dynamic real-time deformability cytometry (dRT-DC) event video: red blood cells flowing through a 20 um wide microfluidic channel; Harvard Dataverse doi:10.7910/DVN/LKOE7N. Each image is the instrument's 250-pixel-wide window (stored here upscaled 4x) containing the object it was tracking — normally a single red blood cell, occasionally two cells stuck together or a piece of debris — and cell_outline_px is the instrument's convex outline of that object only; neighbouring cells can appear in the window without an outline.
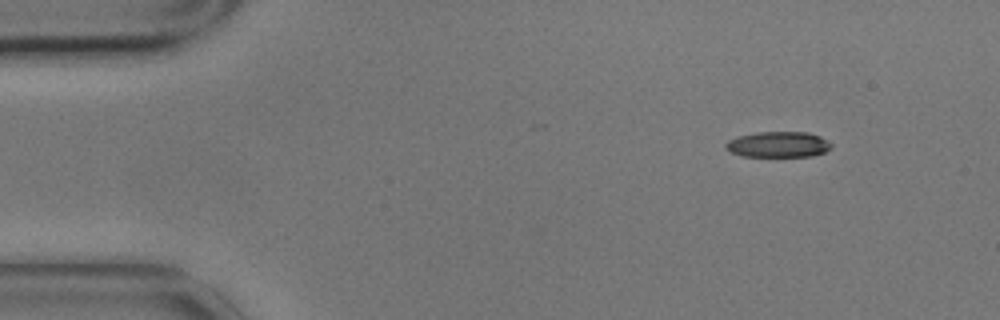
{"species": "common noctule bat (a hibernating species)", "species_latin": "Nyctalus noctula", "temperature_condition": "cold", "stored_images_in_passage": 5, "camera_frame_rate_fps": 3000, "um_per_image_px": 0.085, "animal": {"sex": "male", "body_mass_g": 17.9}, "frame": {"image": 1, "passage_image": 1, "time_ms": 0.0, "image_size_px": [1000, 320], "cell_outline_px": [[832, 148], [824, 152], [812, 156], [740, 156], [724, 148], [724, 144], [728, 140], [736, 136], [756, 132], [808, 132], [820, 136], [832, 144]], "centroid_in_image_um": [66.12, 12.27], "position_along_channel_um": 18.9, "area_um2": 15.95}}
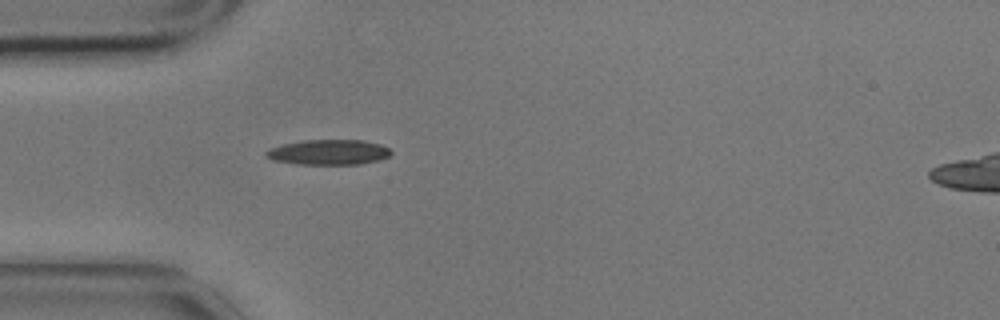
{"frame": {"image": 2, "passage_image": 4, "time_ms": 1.0, "image_size_px": [1000, 320], "cell_outline_px": [[392, 152], [388, 156], [380, 160], [360, 164], [300, 164], [272, 160], [264, 156], [264, 152], [268, 148], [284, 144], [304, 140], [364, 140], [380, 144], [388, 148]], "centroid_in_image_um": [27.91, 12.93], "position_along_channel_um": 57.1, "area_um2": 18.38}}